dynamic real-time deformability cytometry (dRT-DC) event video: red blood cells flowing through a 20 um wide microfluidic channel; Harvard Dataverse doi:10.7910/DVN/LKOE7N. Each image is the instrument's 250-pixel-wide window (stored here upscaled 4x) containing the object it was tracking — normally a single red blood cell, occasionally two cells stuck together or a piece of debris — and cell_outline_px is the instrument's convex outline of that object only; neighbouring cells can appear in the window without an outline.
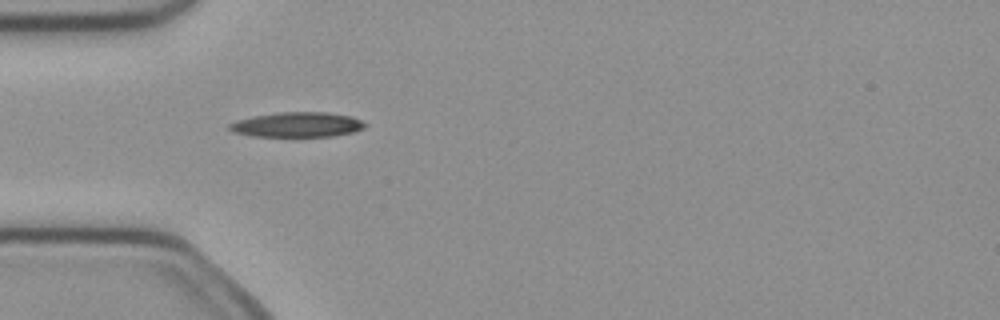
{"species": "common noctule bat (a hibernating species)", "species_latin": "Nyctalus noctula", "temperature_condition": "cold", "stored_images_in_passage": 4, "camera_frame_rate_fps": 3000, "um_per_image_px": 0.085, "animal": {"sex": "female", "body_mass_g": 21.9}, "frame": {"image": 1, "passage_image": 4, "time_ms": 1.0, "image_size_px": [1000, 320], "cell_outline_px": [[368, 124], [364, 128], [352, 132], [332, 136], [252, 136], [232, 132], [228, 128], [228, 124], [236, 120], [252, 116], [280, 112], [328, 112], [352, 116]], "centroid_in_image_um": [25.25, 10.59], "position_along_channel_um": 59.8, "area_um2": 19.77}}